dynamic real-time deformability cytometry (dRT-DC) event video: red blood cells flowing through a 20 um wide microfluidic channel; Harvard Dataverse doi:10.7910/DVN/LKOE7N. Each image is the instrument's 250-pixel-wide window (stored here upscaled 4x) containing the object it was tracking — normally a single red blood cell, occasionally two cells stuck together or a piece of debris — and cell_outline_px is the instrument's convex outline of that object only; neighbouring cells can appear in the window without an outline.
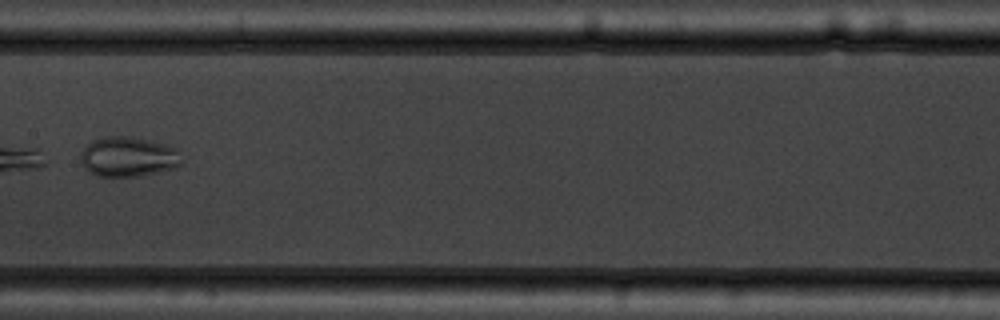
{"species": "common noctule bat (a hibernating species)", "species_latin": "Nyctalus noctula", "temperature_condition": "warm", "stored_images_in_passage": 9, "camera_frame_rate_fps": 3000, "um_per_image_px": 0.085, "animal": {"sex": "male", "body_mass_g": 19.5, "forearm_length_mm": 54.6}, "frame": {"image": 1, "passage_image": 8, "time_ms": 9.0, "image_size_px": [1000, 320], "cell_outline_px": [[180, 164], [176, 168], [140, 176], [96, 176], [88, 172], [84, 168], [80, 160], [80, 152], [92, 140], [104, 136], [128, 136], [148, 140], [164, 144], [176, 148]], "centroid_in_image_um": [10.83, 13.33], "position_along_channel_um": 196.6, "area_um2": 23.47}}